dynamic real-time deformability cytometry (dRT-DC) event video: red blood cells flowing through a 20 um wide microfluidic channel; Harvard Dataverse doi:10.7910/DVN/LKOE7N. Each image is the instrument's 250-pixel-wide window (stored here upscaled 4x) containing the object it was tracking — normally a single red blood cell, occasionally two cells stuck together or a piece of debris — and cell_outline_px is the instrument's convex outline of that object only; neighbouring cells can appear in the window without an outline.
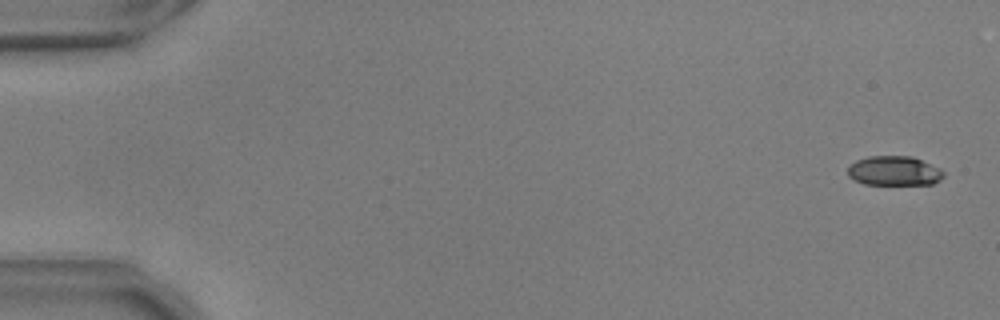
{"species": "common noctule bat (a hibernating species)", "species_latin": "Nyctalus noctula", "temperature_condition": "warm", "stored_images_in_passage": 14, "camera_frame_rate_fps": 3000, "um_per_image_px": 0.085, "animal": {"sex": "male", "body_mass_g": 17.9, "forearm_length_mm": 54.2}, "frame": {"image": 1, "passage_image": 2, "time_ms": 0.333, "image_size_px": [1000, 320], "cell_outline_px": [[944, 176], [940, 180], [932, 184], [864, 184], [848, 176], [848, 168], [856, 160], [868, 156], [912, 156], [940, 168], [944, 172]], "centroid_in_image_um": [76.02, 14.52], "position_along_channel_um": 9.0, "area_um2": 16.42}}